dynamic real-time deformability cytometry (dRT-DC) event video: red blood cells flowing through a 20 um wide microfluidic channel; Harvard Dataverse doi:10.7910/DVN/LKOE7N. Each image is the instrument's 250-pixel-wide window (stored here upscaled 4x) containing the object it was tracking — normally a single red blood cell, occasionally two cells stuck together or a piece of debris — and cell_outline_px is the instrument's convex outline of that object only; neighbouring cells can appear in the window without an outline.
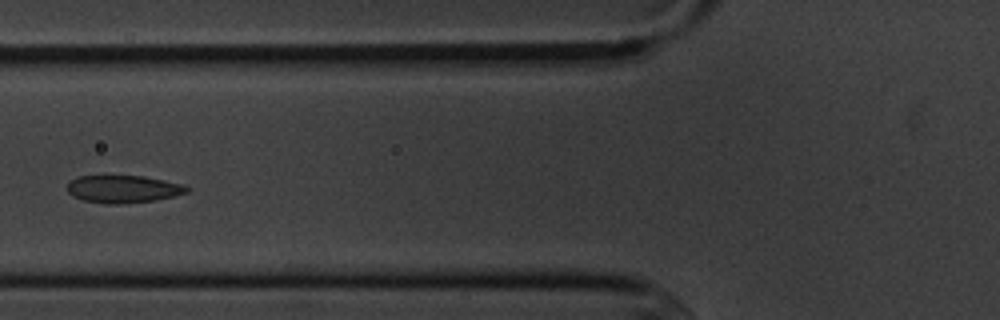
{"species": "common noctule bat (a hibernating species)", "species_latin": "Nyctalus noctula", "temperature_condition": "cold", "stored_images_in_passage": 7, "camera_frame_rate_fps": 3000, "um_per_image_px": 0.085, "animal": {"sex": "male", "body_mass_g": 20.1, "forearm_length_mm": 53.5}, "frame": {"image": 1, "passage_image": 7, "time_ms": 7.0, "image_size_px": [1000, 320], "cell_outline_px": [[188, 192], [156, 200], [124, 204], [104, 204], [84, 200], [72, 196], [68, 192], [68, 184], [72, 180], [80, 176], [144, 176], [184, 184], [188, 188]], "centroid_in_image_um": [10.48, 16.08], "position_along_channel_um": 115.3, "area_um2": 19.13}}